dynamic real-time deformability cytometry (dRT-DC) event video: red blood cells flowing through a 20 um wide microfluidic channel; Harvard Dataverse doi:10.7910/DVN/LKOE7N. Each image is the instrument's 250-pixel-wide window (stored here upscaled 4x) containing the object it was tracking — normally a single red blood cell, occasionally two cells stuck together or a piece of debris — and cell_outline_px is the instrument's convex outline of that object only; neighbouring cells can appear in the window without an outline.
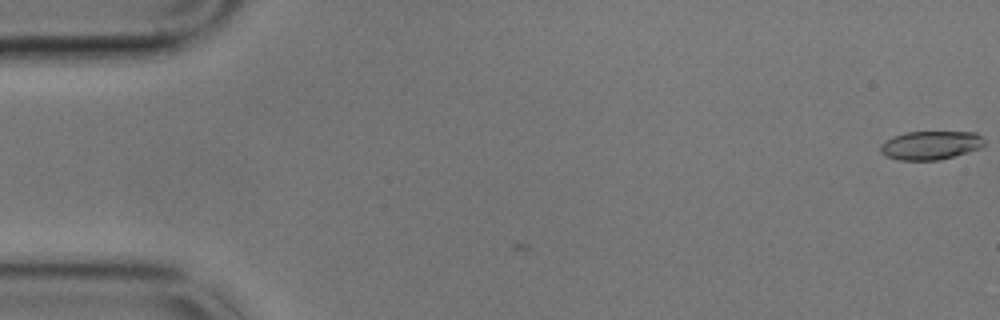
{"species": "common noctule bat (a hibernating species)", "species_latin": "Nyctalus noctula", "temperature_condition": "cold", "stored_images_in_passage": 3, "camera_frame_rate_fps": 3000, "um_per_image_px": 0.085, "animal": {"sex": "male", "body_mass_g": 17.9}, "frame": {"image": 1, "passage_image": 1, "time_ms": 0.0, "image_size_px": [1000, 320], "cell_outline_px": [[984, 144], [980, 148], [968, 152], [940, 160], [900, 160], [884, 156], [880, 152], [880, 144], [892, 136], [908, 132], [976, 132], [984, 140]], "centroid_in_image_um": [79.07, 12.35], "position_along_channel_um": 5.9, "area_um2": 17.4}}